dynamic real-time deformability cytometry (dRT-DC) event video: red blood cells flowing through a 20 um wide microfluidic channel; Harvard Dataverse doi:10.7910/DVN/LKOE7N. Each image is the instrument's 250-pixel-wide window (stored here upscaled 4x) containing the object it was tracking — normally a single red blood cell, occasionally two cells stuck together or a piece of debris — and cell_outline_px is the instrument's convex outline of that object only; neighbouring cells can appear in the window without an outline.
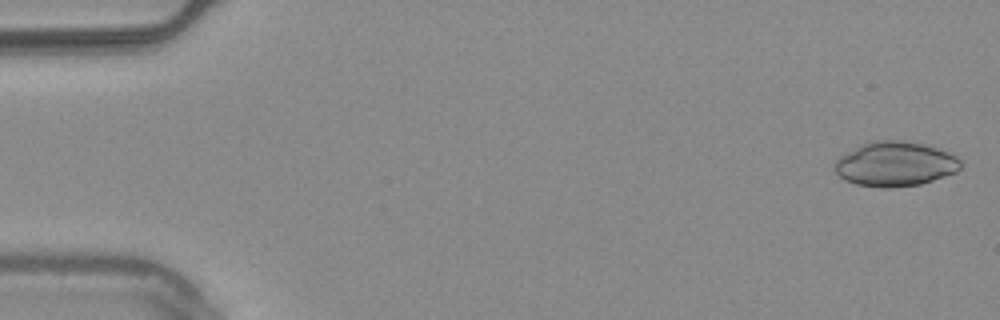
{"species": "common noctule bat (a hibernating species)", "species_latin": "Nyctalus noctula", "temperature_condition": "warm", "stored_images_in_passage": 53, "camera_frame_rate_fps": 3000, "um_per_image_px": 0.085, "animal": {"sex": "male", "body_mass_g": 20.4}, "frame": {"image": 1, "passage_image": 1, "time_ms": 0.0, "image_size_px": [1000, 320], "cell_outline_px": [[960, 168], [956, 172], [920, 184], [888, 188], [880, 188], [856, 184], [844, 180], [832, 168], [836, 160], [840, 156], [864, 144], [876, 140], [904, 140], [924, 144], [948, 152], [956, 156], [960, 160]], "centroid_in_image_um": [76.07, 13.95], "position_along_channel_um": 8.9, "area_um2": 32.6}}